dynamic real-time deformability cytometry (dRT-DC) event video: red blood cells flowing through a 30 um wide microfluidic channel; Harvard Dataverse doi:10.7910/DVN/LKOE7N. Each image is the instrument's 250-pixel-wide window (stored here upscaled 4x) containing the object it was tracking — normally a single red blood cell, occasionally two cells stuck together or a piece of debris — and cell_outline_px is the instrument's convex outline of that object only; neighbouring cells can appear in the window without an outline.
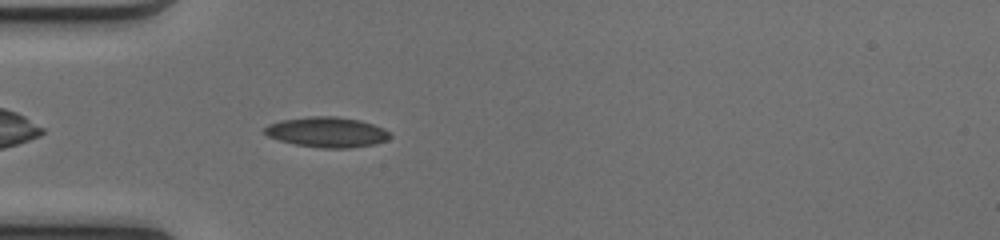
{"species": "common noctule bat (a hibernating species)", "species_latin": "Nyctalus noctula", "temperature_condition": "cold", "stored_images_in_passage": 38, "camera_frame_rate_fps": 3000, "um_per_image_px": 0.085, "animal": {"sex": "female", "body_mass_g": 17.0, "forearm_length_mm": 48.0}, "frame": {"image": 1, "passage_image": 3, "time_ms": 0.667, "image_size_px": [1000, 240], "cell_outline_px": [[392, 136], [388, 140], [376, 144], [352, 148], [324, 148], [296, 144], [280, 140], [268, 136], [264, 132], [264, 128], [268, 124], [280, 120], [308, 116], [336, 116], [360, 120], [384, 128]], "centroid_in_image_um": [27.82, 11.23], "position_along_channel_um": 57.2, "area_um2": 22.2}}
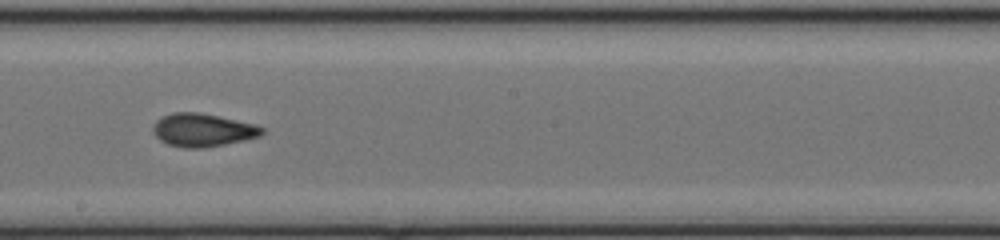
{"frame": {"image": 2, "passage_image": 16, "time_ms": 5.0, "image_size_px": [1000, 240], "cell_outline_px": [[264, 132], [260, 136], [244, 140], [204, 148], [184, 148], [168, 144], [160, 140], [152, 132], [152, 128], [156, 120], [172, 112], [200, 112], [256, 124], [264, 128]], "centroid_in_image_um": [17.23, 11.05], "position_along_channel_um": 231.0, "area_um2": 21.1}}
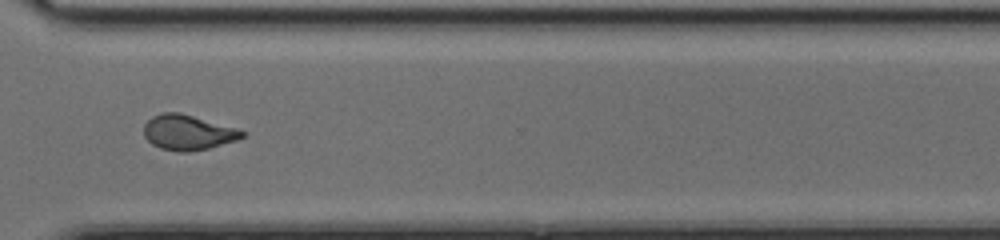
{"frame": {"image": 3, "passage_image": 25, "time_ms": 8.0, "image_size_px": [1000, 240], "cell_outline_px": [[248, 136], [236, 140], [208, 148], [188, 152], [176, 152], [160, 148], [152, 144], [144, 136], [144, 124], [152, 116], [164, 112], [180, 112], [236, 128], [244, 132]], "centroid_in_image_um": [15.96, 11.26], "position_along_channel_um": 354.6, "area_um2": 20.11}, "authors_computed_cell_mechanics": {"area_um2": 20.7213, "velocity_mm_per_s": 4.1296, "shape_relaxation_time_tau1_ms": 8.9201, "shape_relaxation_time_tau2_ms": 2.1295, "deformation_change_tau1": 0.2199, "deformation_change_tau2": 0.072}}